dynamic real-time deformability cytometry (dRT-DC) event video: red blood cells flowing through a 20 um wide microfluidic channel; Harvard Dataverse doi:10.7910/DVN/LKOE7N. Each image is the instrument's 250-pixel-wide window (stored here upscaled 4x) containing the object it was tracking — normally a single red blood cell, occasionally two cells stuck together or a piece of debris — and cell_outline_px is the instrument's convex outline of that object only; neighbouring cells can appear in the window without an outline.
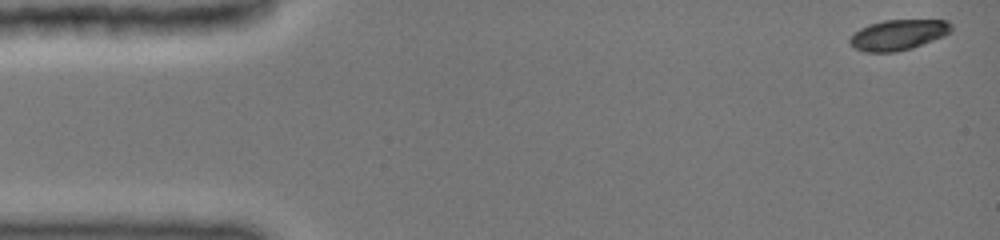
{"species": "common noctule bat (a hibernating species)", "species_latin": "Nyctalus noctula", "temperature_condition": "cold", "stored_images_in_passage": 8, "segment_of_instrument_passage": [1, 2], "camera_frame_rate_fps": 3000, "um_per_image_px": 0.085, "animal": {"sex": "female", "body_mass_g": 19.0, "forearm_length_mm": 51.5}, "frame": {"image": 1, "passage_image": 1, "time_ms": 0.0, "image_size_px": [1000, 240], "cell_outline_px": [[952, 28], [944, 36], [912, 48], [892, 52], [868, 52], [856, 48], [848, 40], [860, 28], [868, 24], [884, 20], [948, 20], [952, 24]], "centroid_in_image_um": [76.37, 2.95], "position_along_channel_um": 8.6, "area_um2": 17.8}}